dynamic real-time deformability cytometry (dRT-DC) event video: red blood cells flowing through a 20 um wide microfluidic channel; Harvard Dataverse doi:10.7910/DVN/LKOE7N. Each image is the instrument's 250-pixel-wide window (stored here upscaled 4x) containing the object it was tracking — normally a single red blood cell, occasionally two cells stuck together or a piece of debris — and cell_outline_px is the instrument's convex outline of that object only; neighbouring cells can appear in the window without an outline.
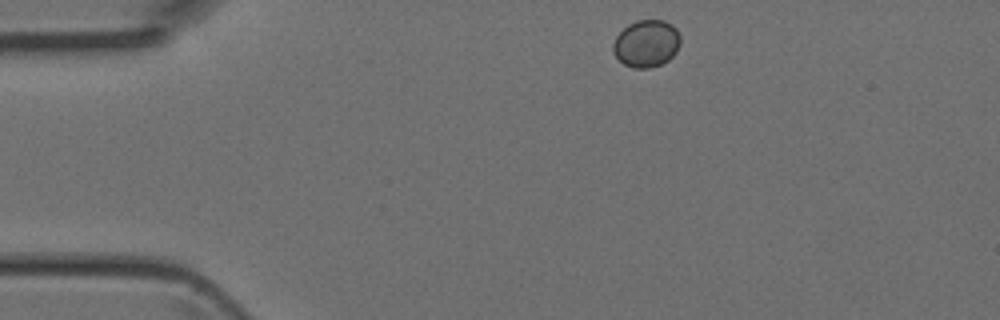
{"species": "Egyptian fruit bat (a non-hibernating species)", "species_latin": "Rousettus aegyptiacus", "temperature_condition": "room temperature", "stored_images_in_passage": 3, "camera_frame_rate_fps": 3000, "um_per_image_px": 0.085, "animal": {"sex": "female"}, "frame": {"image": 1, "passage_image": 1, "time_ms": 0.0, "image_size_px": [1000, 320], "cell_outline_px": [[680, 44], [676, 52], [668, 60], [660, 64], [648, 68], [632, 68], [624, 64], [612, 52], [612, 44], [616, 36], [628, 24], [636, 20], [664, 20], [672, 24], [676, 28], [680, 36]], "centroid_in_image_um": [54.94, 3.69], "position_along_channel_um": 30.1, "area_um2": 18.61}}
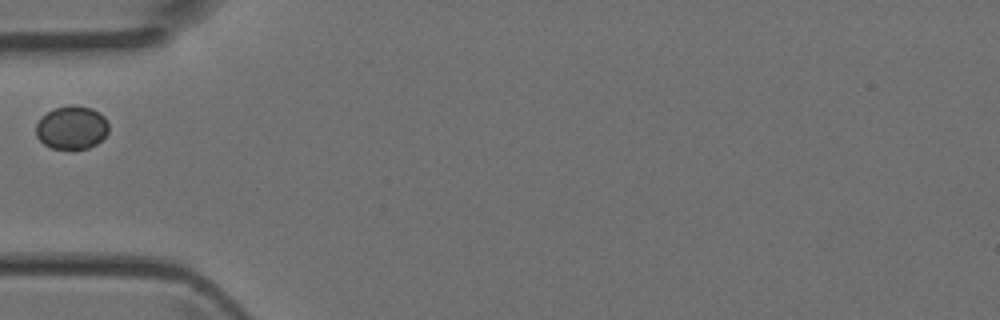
{"frame": {"image": 2, "passage_image": 3, "time_ms": 0.667, "image_size_px": [1000, 320], "cell_outline_px": [[108, 132], [96, 144], [88, 148], [72, 152], [52, 148], [44, 144], [36, 136], [36, 124], [40, 116], [56, 108], [92, 108], [100, 112], [104, 116], [108, 124]], "centroid_in_image_um": [6.08, 10.93], "position_along_channel_um": 78.9, "area_um2": 18.32}}